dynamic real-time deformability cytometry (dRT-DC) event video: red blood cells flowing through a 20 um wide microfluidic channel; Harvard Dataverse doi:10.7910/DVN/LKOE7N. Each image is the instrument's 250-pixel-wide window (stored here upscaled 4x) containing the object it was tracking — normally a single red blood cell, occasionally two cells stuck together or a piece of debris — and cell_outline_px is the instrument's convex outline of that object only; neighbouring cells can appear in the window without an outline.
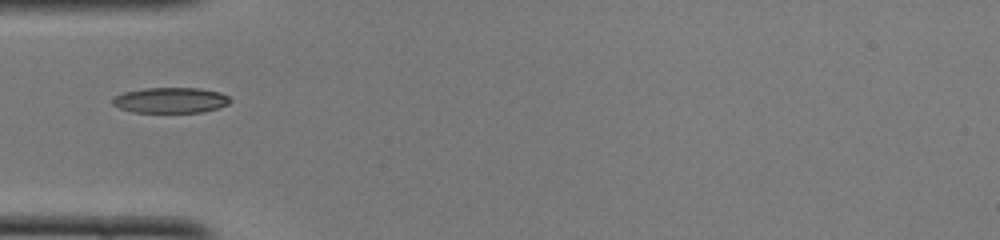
{"species": "common noctule bat (a hibernating species)", "species_latin": "Nyctalus noctula", "temperature_condition": "cold", "stored_images_in_passage": 34, "camera_frame_rate_fps": 3000, "um_per_image_px": 0.085, "animal": {"sex": "female", "body_mass_g": 22.0, "forearm_length_mm": 56.7}, "frame": {"image": 1, "passage_image": 1, "time_ms": 0.0, "image_size_px": [1000, 240], "cell_outline_px": [[232, 100], [228, 104], [204, 112], [132, 112], [120, 108], [112, 104], [112, 100], [116, 96], [124, 92], [144, 88], [200, 88], [220, 92], [228, 96]], "centroid_in_image_um": [14.51, 8.51], "position_along_channel_um": 70.5, "area_um2": 17.46}}
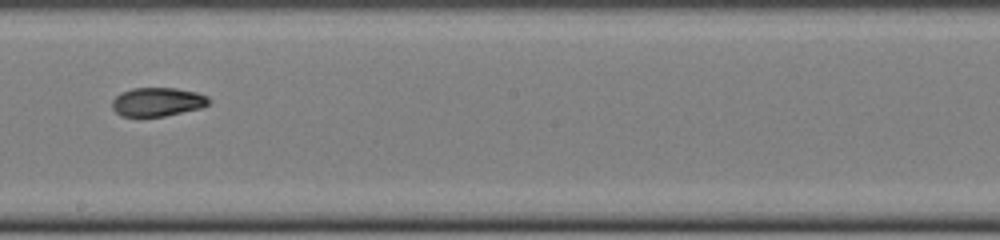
{"frame": {"image": 2, "passage_image": 13, "time_ms": 4.0, "image_size_px": [1000, 240], "cell_outline_px": [[208, 104], [200, 108], [164, 116], [120, 116], [112, 108], [112, 100], [120, 92], [132, 88], [176, 88], [196, 92], [208, 96]], "centroid_in_image_um": [13.35, 8.65], "position_along_channel_um": 234.9, "area_um2": 16.13}}
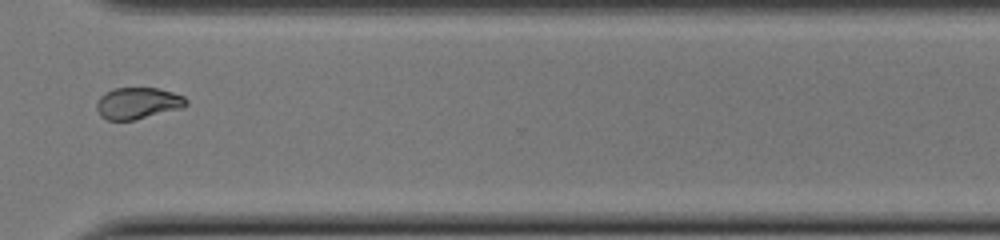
{"frame": {"image": 3, "passage_image": 22, "time_ms": 7.0, "image_size_px": [1000, 240], "cell_outline_px": [[188, 104], [184, 108], [132, 120], [108, 120], [100, 116], [96, 108], [96, 100], [104, 92], [112, 88], [160, 88], [184, 96], [188, 100]], "centroid_in_image_um": [11.71, 8.76], "position_along_channel_um": 358.9, "area_um2": 16.7}}